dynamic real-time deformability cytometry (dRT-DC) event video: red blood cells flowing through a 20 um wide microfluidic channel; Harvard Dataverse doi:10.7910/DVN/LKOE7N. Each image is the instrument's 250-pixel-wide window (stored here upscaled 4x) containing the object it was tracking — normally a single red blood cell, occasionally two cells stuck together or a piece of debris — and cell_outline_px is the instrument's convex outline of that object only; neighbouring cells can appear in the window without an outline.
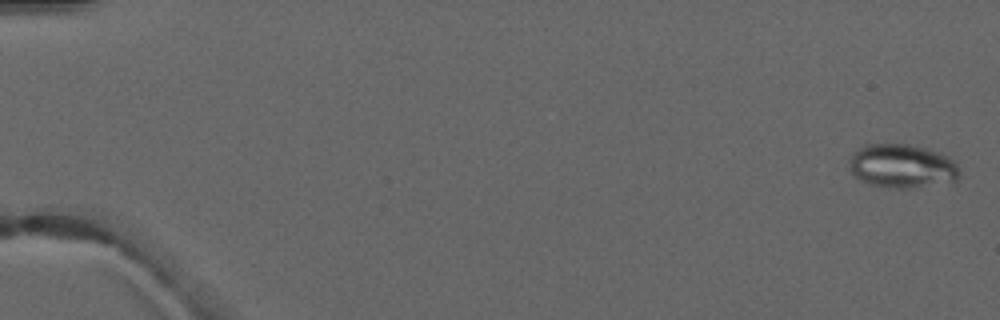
{"species": "common noctule bat (a hibernating species)", "species_latin": "Nyctalus noctula", "temperature_condition": "warm", "stored_images_in_passage": 6, "camera_frame_rate_fps": 3000, "um_per_image_px": 0.085, "animal": {"sex": "male", "forearm_length_mm": 52.5}, "frame": {"image": 1, "passage_image": 1, "time_ms": 0.0, "image_size_px": [1000, 320], "cell_outline_px": [[960, 176], [956, 180], [908, 188], [896, 188], [872, 184], [856, 176], [852, 172], [848, 160], [852, 152], [864, 144], [908, 144], [928, 148], [948, 156], [956, 164], [960, 172]], "centroid_in_image_um": [76.67, 14.08], "position_along_channel_um": 8.3, "area_um2": 27.86}}